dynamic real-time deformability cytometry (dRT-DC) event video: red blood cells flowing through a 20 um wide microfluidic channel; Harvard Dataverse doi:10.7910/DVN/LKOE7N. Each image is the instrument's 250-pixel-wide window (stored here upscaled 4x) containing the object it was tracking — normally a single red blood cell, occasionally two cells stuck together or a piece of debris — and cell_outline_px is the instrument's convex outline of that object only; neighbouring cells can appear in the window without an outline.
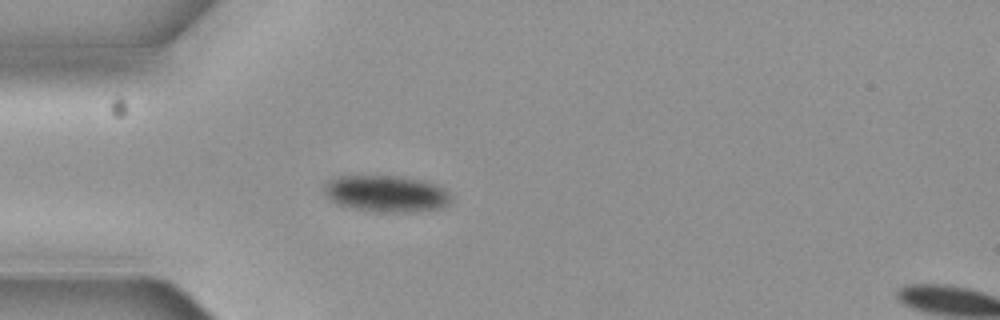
{"species": "common noctule bat (a hibernating species)", "species_latin": "Nyctalus noctula", "temperature_condition": "cold", "stored_images_in_passage": 2, "camera_frame_rate_fps": 3000, "um_per_image_px": 0.085, "animal": {"sex": "female", "body_mass_g": 19.3, "forearm_length_mm": 54.1}, "frame": {"image": 1, "passage_image": 1, "time_ms": 0.0, "image_size_px": [1000, 320], "cell_outline_px": [[452, 200], [448, 204], [440, 208], [412, 212], [376, 212], [352, 208], [336, 204], [324, 192], [324, 184], [328, 180], [336, 176], [404, 176], [424, 180], [436, 184], [444, 188], [452, 196]], "centroid_in_image_um": [32.85, 16.46], "position_along_channel_um": 52.1, "area_um2": 27.4}}